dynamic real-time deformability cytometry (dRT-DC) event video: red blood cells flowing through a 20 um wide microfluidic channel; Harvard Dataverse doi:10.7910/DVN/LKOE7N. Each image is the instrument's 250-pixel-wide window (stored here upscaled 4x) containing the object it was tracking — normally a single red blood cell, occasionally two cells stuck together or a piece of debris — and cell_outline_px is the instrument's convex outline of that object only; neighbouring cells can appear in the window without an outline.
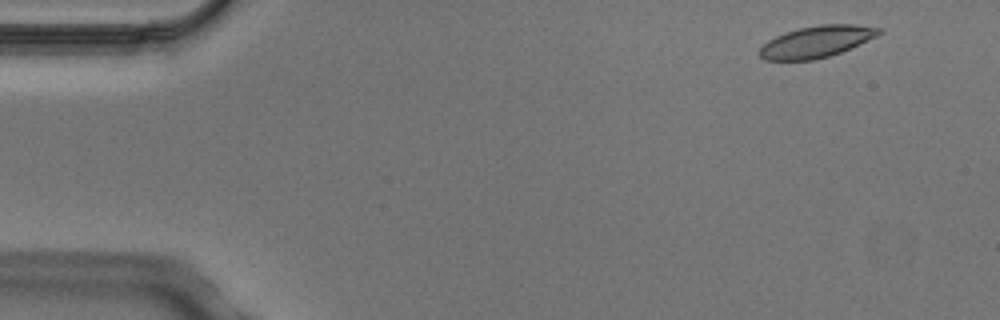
{"species": "Egyptian fruit bat (a non-hibernating species)", "species_latin": "Rousettus aegyptiacus", "temperature_condition": "cold", "stored_images_in_passage": 4, "camera_frame_rate_fps": 3000, "um_per_image_px": 0.085, "animal": {"sex": "male"}, "frame": {"image": 1, "passage_image": 1, "time_ms": 0.0, "image_size_px": [1000, 320], "cell_outline_px": [[884, 32], [876, 36], [840, 52], [828, 56], [812, 60], [764, 60], [756, 52], [768, 40], [784, 32], [800, 28], [820, 24], [856, 24], [884, 28]], "centroid_in_image_um": [69.39, 3.53], "position_along_channel_um": 15.6, "area_um2": 21.96}}
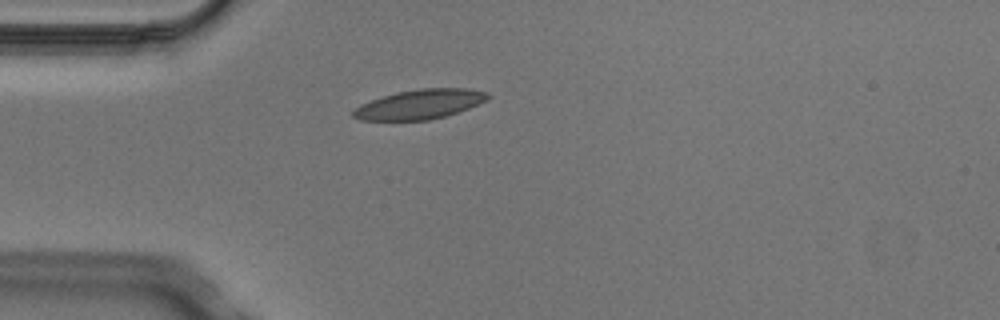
{"frame": {"image": 2, "passage_image": 3, "time_ms": 0.667, "image_size_px": [1000, 320], "cell_outline_px": [[492, 96], [488, 100], [468, 108], [444, 116], [428, 120], [360, 120], [352, 116], [352, 112], [360, 104], [396, 92], [420, 88], [468, 88], [488, 92]], "centroid_in_image_um": [35.71, 8.85], "position_along_channel_um": 49.3, "area_um2": 23.12}}